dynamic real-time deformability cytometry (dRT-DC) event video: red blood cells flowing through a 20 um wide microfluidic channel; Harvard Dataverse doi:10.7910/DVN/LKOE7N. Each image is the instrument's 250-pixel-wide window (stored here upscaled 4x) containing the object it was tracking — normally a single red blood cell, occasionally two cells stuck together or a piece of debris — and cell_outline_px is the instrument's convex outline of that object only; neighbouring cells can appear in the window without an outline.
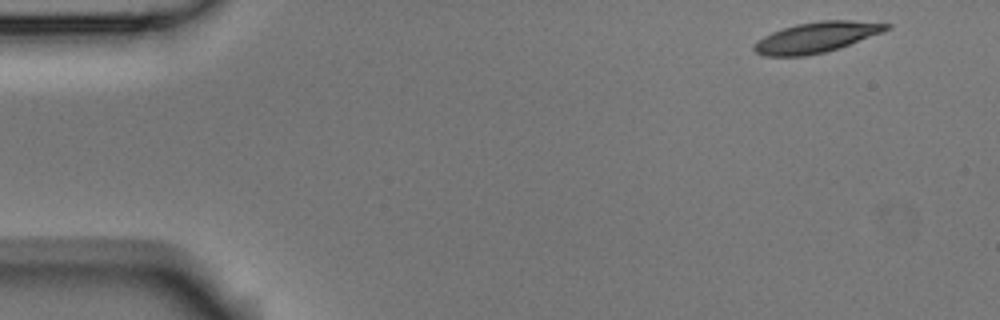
{"species": "Egyptian fruit bat (a non-hibernating species)", "species_latin": "Rousettus aegyptiacus", "temperature_condition": "room temperature", "stored_images_in_passage": 4, "camera_frame_rate_fps": 3000, "um_per_image_px": 0.085, "animal": {"sex": "male"}, "frame": {"image": 1, "passage_image": 1, "time_ms": 0.0, "image_size_px": [1000, 320], "cell_outline_px": [[892, 24], [884, 32], [824, 52], [804, 56], [764, 56], [756, 52], [752, 48], [764, 36], [772, 32], [796, 24], [820, 20], [852, 20]], "centroid_in_image_um": [69.4, 3.16], "position_along_channel_um": 15.6, "area_um2": 23.12}}
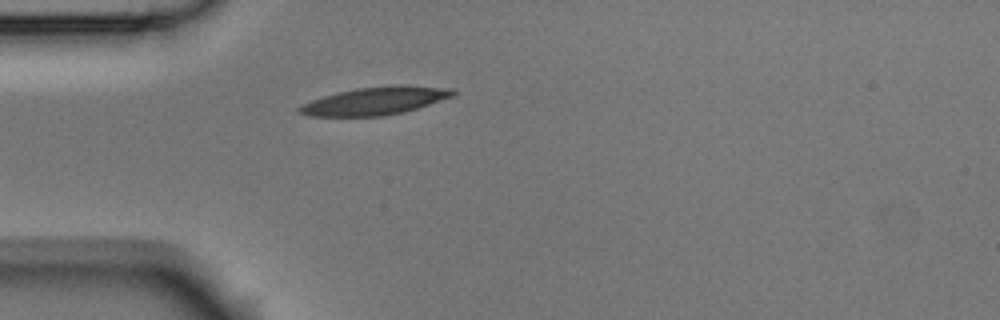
{"frame": {"image": 2, "passage_image": 4, "time_ms": 1.0, "image_size_px": [1000, 320], "cell_outline_px": [[456, 92], [452, 96], [404, 112], [380, 116], [308, 116], [296, 112], [296, 108], [312, 100], [324, 96], [356, 88], [388, 84], [408, 84], [452, 88]], "centroid_in_image_um": [31.89, 8.55], "position_along_channel_um": 53.1, "area_um2": 25.03}}